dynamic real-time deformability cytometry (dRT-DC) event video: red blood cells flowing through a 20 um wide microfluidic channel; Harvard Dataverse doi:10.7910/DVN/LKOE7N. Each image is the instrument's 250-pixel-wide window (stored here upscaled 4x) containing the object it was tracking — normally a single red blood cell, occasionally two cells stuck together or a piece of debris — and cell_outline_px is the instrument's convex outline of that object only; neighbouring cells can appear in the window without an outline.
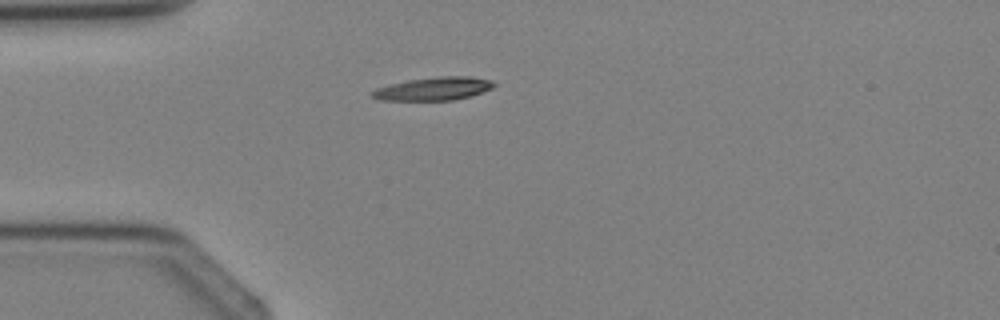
{"species": "Egyptian fruit bat (a non-hibernating species)", "species_latin": "Rousettus aegyptiacus", "temperature_condition": "cold", "stored_images_in_passage": 1, "camera_frame_rate_fps": 3000, "um_per_image_px": 0.085, "animal": {"sex": "female"}, "frame": {"image": 1, "passage_image": 1, "time_ms": 0.0, "image_size_px": [1000, 320], "cell_outline_px": [[496, 84], [492, 88], [468, 96], [452, 100], [376, 100], [368, 96], [368, 92], [376, 88], [408, 80], [440, 76], [468, 76], [488, 80]], "centroid_in_image_um": [36.74, 7.55], "position_along_channel_um": 48.3, "area_um2": 16.3}}